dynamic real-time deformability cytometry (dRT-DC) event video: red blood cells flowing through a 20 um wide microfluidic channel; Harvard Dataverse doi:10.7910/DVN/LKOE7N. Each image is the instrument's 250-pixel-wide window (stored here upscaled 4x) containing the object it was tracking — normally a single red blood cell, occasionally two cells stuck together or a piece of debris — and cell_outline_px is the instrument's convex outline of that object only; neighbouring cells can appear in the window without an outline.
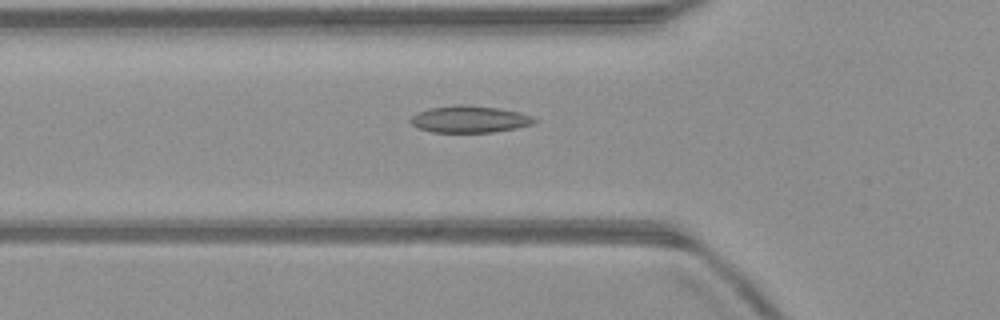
{"species": "common noctule bat (a hibernating species)", "species_latin": "Nyctalus noctula", "temperature_condition": "warm", "stored_images_in_passage": 50, "camera_frame_rate_fps": 3000, "um_per_image_px": 0.085, "animal": {"sex": "male", "body_mass_g": 23.1, "forearm_length_mm": 52.7}, "frame": {"image": 1, "passage_image": 17, "time_ms": 5.333, "image_size_px": [1000, 320], "cell_outline_px": [[536, 124], [516, 128], [492, 132], [432, 132], [416, 128], [408, 120], [416, 112], [428, 108], [456, 104], [460, 104], [500, 108], [520, 112], [532, 116], [536, 120]], "centroid_in_image_um": [39.89, 10.13], "position_along_channel_um": 85.9, "area_um2": 19.65}}
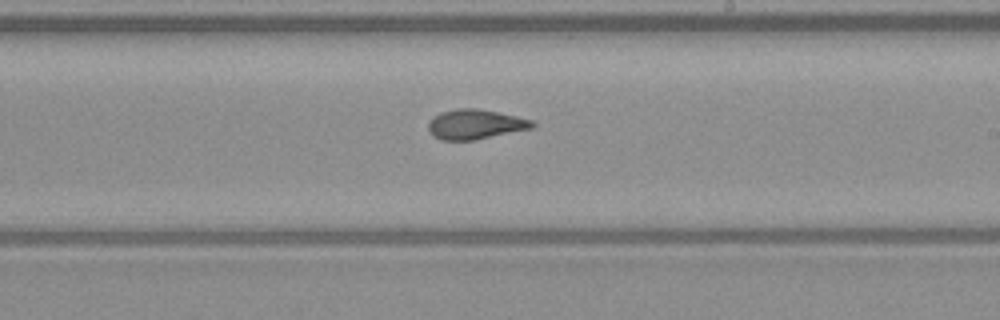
{"frame": {"image": 2, "passage_image": 29, "time_ms": 9.333, "image_size_px": [1000, 320], "cell_outline_px": [[536, 124], [532, 128], [472, 140], [440, 140], [432, 136], [428, 128], [428, 120], [432, 116], [440, 112], [460, 108], [476, 108], [516, 116], [532, 120]], "centroid_in_image_um": [40.34, 10.56], "position_along_channel_um": 248.7, "area_um2": 17.98}}
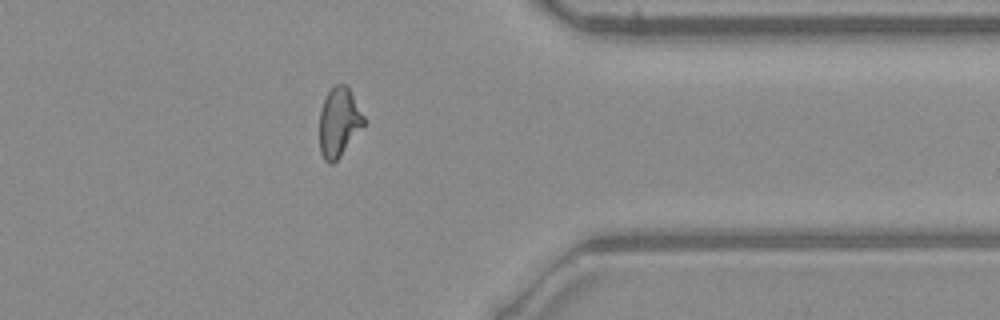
{"frame": {"image": 3, "passage_image": 40, "time_ms": 13.0, "image_size_px": [1000, 320], "cell_outline_px": [[364, 124], [340, 156], [332, 164], [328, 164], [324, 160], [320, 152], [320, 112], [324, 100], [328, 92], [336, 84], [348, 84], [364, 116]], "centroid_in_image_um": [28.8, 10.37], "position_along_channel_um": 382.6, "area_um2": 17.69}, "authors_computed_cell_mechanics": {"area_um2": 18.5538, "velocity_mm_per_s": 4.0502, "shape_relaxation_time_tau1_ms": null, "shape_relaxation_time_tau2_ms": 2.0297, "deformation_change_tau1": null, "deformation_change_tau2": 0.0937}}